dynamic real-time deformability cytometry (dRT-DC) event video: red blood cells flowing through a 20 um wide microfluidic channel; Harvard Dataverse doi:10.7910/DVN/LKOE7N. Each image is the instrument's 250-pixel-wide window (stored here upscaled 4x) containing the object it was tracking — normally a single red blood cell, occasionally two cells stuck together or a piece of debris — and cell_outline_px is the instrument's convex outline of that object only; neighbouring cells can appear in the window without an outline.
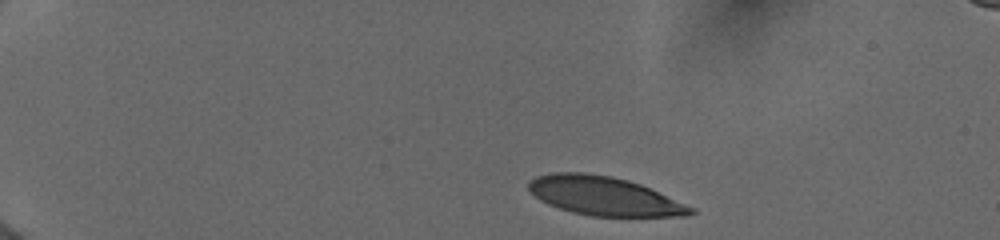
{"species": "human", "species_latin": "Homo sapiens", "temperature_condition": "cold", "stored_images_in_passage": 7, "camera_frame_rate_fps": 3000, "um_per_image_px": 0.085, "donor": {"sex": "female"}, "frame": {"image": 1, "passage_image": 1, "time_ms": 0.0, "image_size_px": [1000, 240], "cell_outline_px": [[696, 212], [688, 216], [588, 216], [572, 212], [548, 204], [540, 200], [528, 188], [528, 180], [536, 176], [552, 172], [584, 172], [612, 176], [628, 180], [640, 184], [696, 208]], "centroid_in_image_um": [51.35, 16.65], "position_along_channel_um": 33.6, "area_um2": 36.7}}
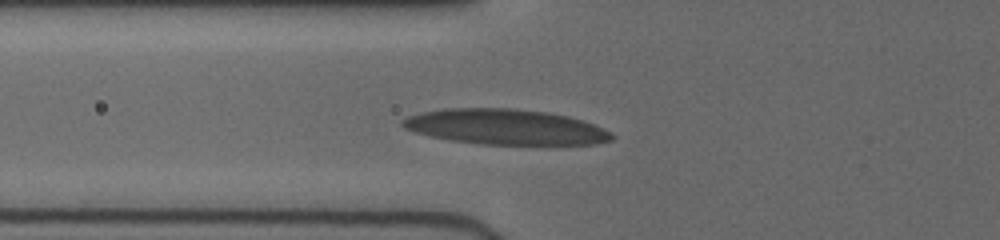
{"frame": {"image": 2, "passage_image": 6, "time_ms": 3.667, "image_size_px": [1000, 240], "cell_outline_px": [[616, 136], [612, 140], [596, 144], [552, 148], [480, 144], [452, 140], [412, 132], [404, 128], [400, 124], [400, 120], [408, 116], [424, 112], [444, 108], [508, 108], [548, 112], [568, 116], [584, 120]], "centroid_in_image_um": [43.04, 10.84], "position_along_channel_um": 82.8, "area_um2": 44.62}}